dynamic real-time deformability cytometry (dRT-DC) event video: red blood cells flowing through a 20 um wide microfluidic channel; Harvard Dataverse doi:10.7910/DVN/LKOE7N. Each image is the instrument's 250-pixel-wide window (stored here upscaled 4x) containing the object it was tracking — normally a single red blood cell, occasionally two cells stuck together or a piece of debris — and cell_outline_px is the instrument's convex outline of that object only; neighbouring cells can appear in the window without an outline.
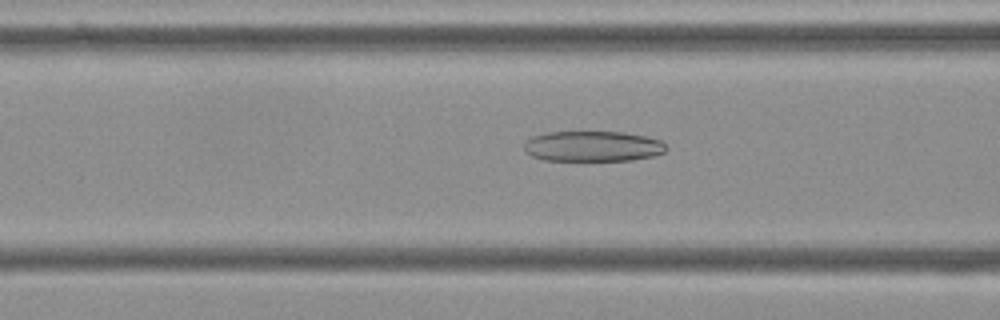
{"species": "Egyptian fruit bat (a non-hibernating species)", "species_latin": "Rousettus aegyptiacus", "temperature_condition": "cold", "stored_images_in_passage": 45, "camera_frame_rate_fps": 3000, "um_per_image_px": 0.085, "frame": {"image": 1, "passage_image": 11, "time_ms": 3.333, "image_size_px": [1000, 320], "cell_outline_px": [[668, 148], [664, 152], [652, 156], [632, 160], [544, 160], [532, 156], [524, 152], [524, 140], [532, 136], [544, 132], [620, 132], [644, 136], [660, 140]], "centroid_in_image_um": [50.32, 12.43], "position_along_channel_um": 116.3, "area_um2": 25.26}}
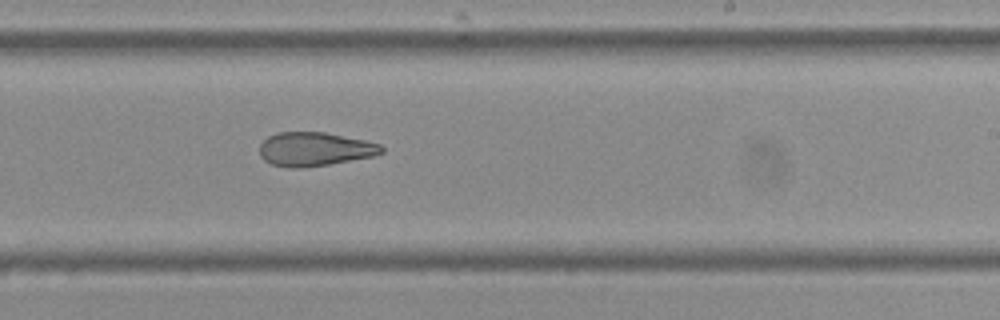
{"frame": {"image": 2, "passage_image": 23, "time_ms": 7.333, "image_size_px": [1000, 320], "cell_outline_px": [[384, 152], [372, 156], [328, 164], [300, 168], [292, 168], [272, 164], [264, 160], [260, 156], [260, 144], [268, 136], [276, 132], [324, 132], [364, 140], [380, 144], [384, 148]], "centroid_in_image_um": [26.72, 12.67], "position_along_channel_um": 262.3, "area_um2": 23.87}}
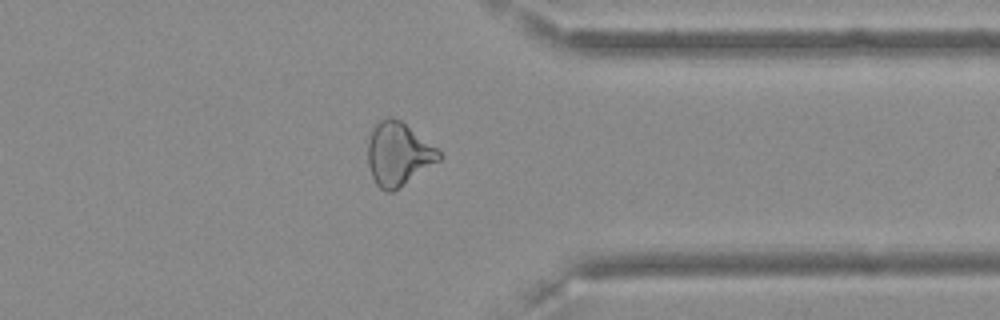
{"frame": {"image": 3, "passage_image": 33, "time_ms": 10.667, "image_size_px": [1000, 320], "cell_outline_px": [[444, 156], [440, 160], [392, 192], [384, 192], [376, 184], [372, 176], [368, 164], [368, 140], [372, 128], [380, 120], [388, 116], [392, 116], [400, 120], [436, 148]], "centroid_in_image_um": [33.83, 13.09], "position_along_channel_um": 377.6, "area_um2": 26.01}, "authors_computed_cell_mechanics": {"area_um2": 25.5476, "velocity_mm_per_s": 3.6438, "shape_relaxation_time_tau1_ms": null, "shape_relaxation_time_tau2_ms": 4.9053, "deformation_change_tau1": null, "deformation_change_tau2": 0.1488}}